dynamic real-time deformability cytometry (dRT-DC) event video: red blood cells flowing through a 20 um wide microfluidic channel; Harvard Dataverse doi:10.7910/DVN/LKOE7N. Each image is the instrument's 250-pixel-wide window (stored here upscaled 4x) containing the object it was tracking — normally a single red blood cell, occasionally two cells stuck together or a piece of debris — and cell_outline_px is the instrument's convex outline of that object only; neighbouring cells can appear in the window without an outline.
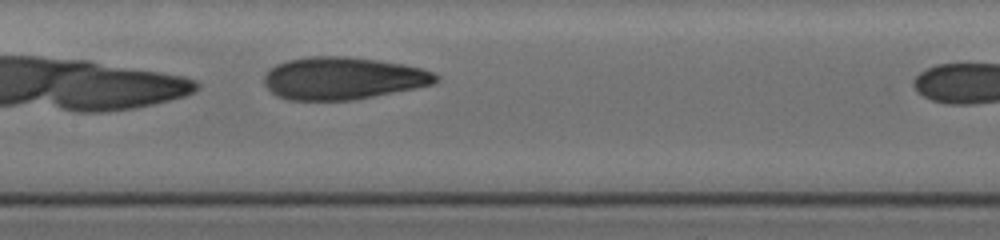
{"species": "human", "species_latin": "Homo sapiens", "temperature_condition": "cold", "stored_images_in_passage": 9, "camera_frame_rate_fps": 3000, "um_per_image_px": 0.085, "donor": {"sex": "female"}, "frame": {"image": 1, "passage_image": 8, "time_ms": 2.333, "image_size_px": [1000, 240], "cell_outline_px": [[440, 80], [436, 84], [416, 88], [352, 100], [288, 100], [276, 96], [264, 84], [264, 76], [268, 68], [276, 64], [288, 60], [312, 56], [344, 56], [376, 60], [404, 64], [420, 68], [432, 72], [440, 76]], "centroid_in_image_um": [29.14, 6.65], "position_along_channel_um": 178.3, "area_um2": 42.6}}